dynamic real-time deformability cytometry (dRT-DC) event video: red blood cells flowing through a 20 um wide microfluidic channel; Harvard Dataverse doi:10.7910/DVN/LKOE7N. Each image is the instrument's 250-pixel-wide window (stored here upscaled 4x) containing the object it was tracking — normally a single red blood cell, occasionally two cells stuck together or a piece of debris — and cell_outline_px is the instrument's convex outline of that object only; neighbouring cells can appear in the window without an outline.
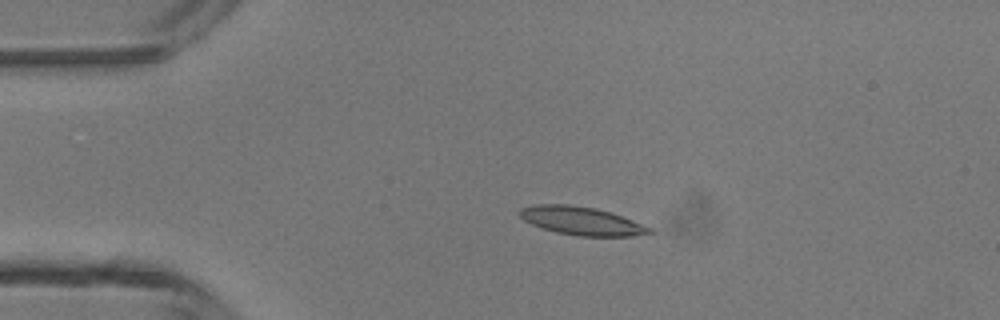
{"species": "common noctule bat (a hibernating species)", "species_latin": "Nyctalus noctula", "temperature_condition": "room temperature", "stored_images_in_passage": 3, "camera_frame_rate_fps": 3000, "um_per_image_px": 0.085, "animal": {"sex": "male", "body_mass_g": 13.3}, "frame": {"image": 1, "passage_image": 2, "time_ms": 1.333, "image_size_px": [1000, 320], "cell_outline_px": [[656, 232], [632, 236], [580, 236], [556, 232], [532, 224], [524, 220], [520, 216], [520, 208], [536, 204], [568, 204], [596, 208], [632, 220], [652, 228]], "centroid_in_image_um": [49.44, 18.77], "position_along_channel_um": 35.6, "area_um2": 21.15}}